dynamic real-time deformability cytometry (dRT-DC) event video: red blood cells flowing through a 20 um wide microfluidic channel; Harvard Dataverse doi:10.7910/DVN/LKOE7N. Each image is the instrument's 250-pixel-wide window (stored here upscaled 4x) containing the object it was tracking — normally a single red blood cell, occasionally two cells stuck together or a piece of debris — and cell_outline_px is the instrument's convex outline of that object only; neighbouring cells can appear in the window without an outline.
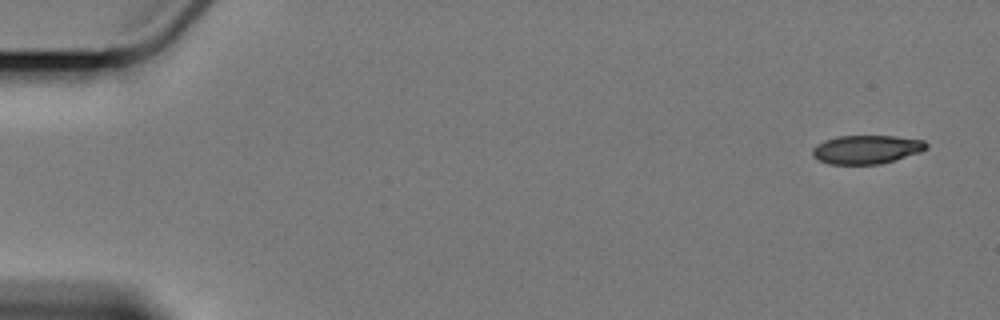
{"species": "Egyptian fruit bat (a non-hibernating species)", "species_latin": "Rousettus aegyptiacus", "temperature_condition": "cold", "stored_images_in_passage": 7, "camera_frame_rate_fps": 3000, "um_per_image_px": 0.085, "animal": {"sex": "female"}, "frame": {"image": 1, "passage_image": 1, "time_ms": 0.0, "image_size_px": [1000, 320], "cell_outline_px": [[928, 148], [920, 152], [880, 164], [828, 164], [812, 156], [812, 148], [816, 144], [824, 140], [836, 136], [896, 136], [924, 140], [928, 144]], "centroid_in_image_um": [73.64, 12.69], "position_along_channel_um": 11.4, "area_um2": 19.07}}
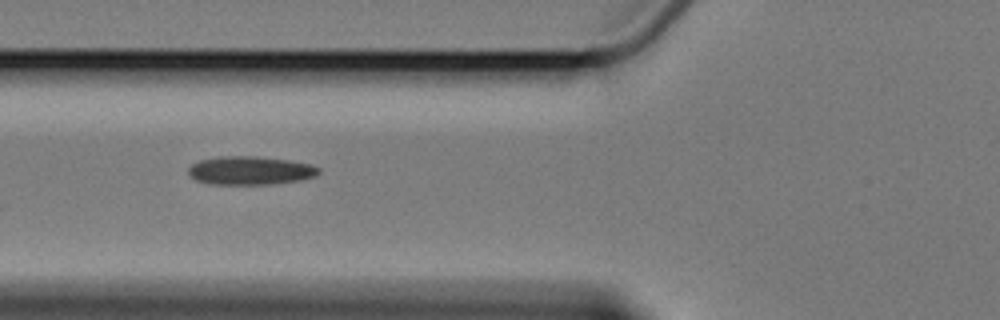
{"frame": {"image": 2, "passage_image": 6, "time_ms": 6.667, "image_size_px": [1000, 320], "cell_outline_px": [[320, 172], [316, 176], [300, 180], [276, 184], [212, 184], [196, 180], [188, 172], [188, 168], [192, 164], [200, 160], [220, 156], [256, 156], [288, 160], [312, 164], [320, 168]], "centroid_in_image_um": [21.31, 14.49], "position_along_channel_um": 104.5, "area_um2": 21.68}}
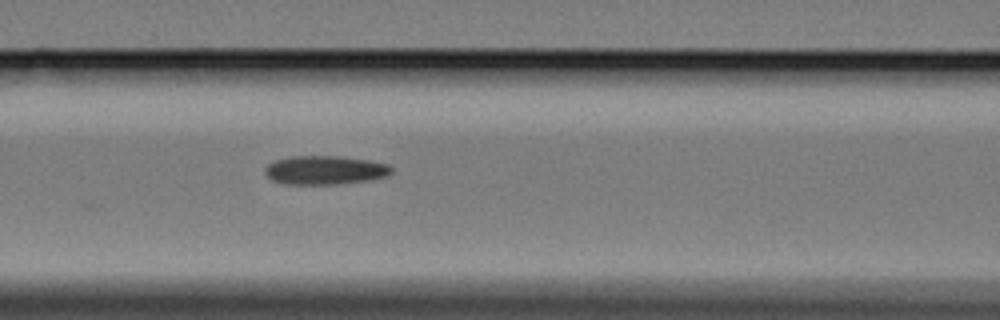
{"frame": {"image": 3, "passage_image": 7, "time_ms": 7.667, "image_size_px": [1000, 320], "cell_outline_px": [[392, 172], [388, 176], [368, 180], [336, 184], [284, 184], [272, 180], [264, 172], [264, 168], [268, 164], [276, 160], [288, 156], [340, 156], [368, 160], [388, 164], [392, 168]], "centroid_in_image_um": [27.61, 14.45], "position_along_channel_um": 139.0, "area_um2": 21.27}}